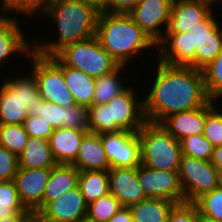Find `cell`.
I'll list each match as a JSON object with an SVG mask.
<instances>
[{"label": "cell", "mask_w": 222, "mask_h": 222, "mask_svg": "<svg viewBox=\"0 0 222 222\" xmlns=\"http://www.w3.org/2000/svg\"><path fill=\"white\" fill-rule=\"evenodd\" d=\"M148 95L144 99L147 122L159 124L167 116L203 107L207 96L202 71L158 61Z\"/></svg>", "instance_id": "1"}, {"label": "cell", "mask_w": 222, "mask_h": 222, "mask_svg": "<svg viewBox=\"0 0 222 222\" xmlns=\"http://www.w3.org/2000/svg\"><path fill=\"white\" fill-rule=\"evenodd\" d=\"M42 14L58 27V39L35 41L33 51L39 55L54 56L64 46L96 35L99 12L81 0H48Z\"/></svg>", "instance_id": "2"}, {"label": "cell", "mask_w": 222, "mask_h": 222, "mask_svg": "<svg viewBox=\"0 0 222 222\" xmlns=\"http://www.w3.org/2000/svg\"><path fill=\"white\" fill-rule=\"evenodd\" d=\"M96 37L109 55L125 67L140 52L157 47L129 14L99 13Z\"/></svg>", "instance_id": "3"}, {"label": "cell", "mask_w": 222, "mask_h": 222, "mask_svg": "<svg viewBox=\"0 0 222 222\" xmlns=\"http://www.w3.org/2000/svg\"><path fill=\"white\" fill-rule=\"evenodd\" d=\"M141 145V164L159 171L178 172L180 142L156 123L146 122L137 132Z\"/></svg>", "instance_id": "4"}, {"label": "cell", "mask_w": 222, "mask_h": 222, "mask_svg": "<svg viewBox=\"0 0 222 222\" xmlns=\"http://www.w3.org/2000/svg\"><path fill=\"white\" fill-rule=\"evenodd\" d=\"M40 98L35 76L8 77L0 87V124H24L28 109Z\"/></svg>", "instance_id": "5"}, {"label": "cell", "mask_w": 222, "mask_h": 222, "mask_svg": "<svg viewBox=\"0 0 222 222\" xmlns=\"http://www.w3.org/2000/svg\"><path fill=\"white\" fill-rule=\"evenodd\" d=\"M54 56L64 66L79 69L93 78L108 74L119 66L101 46L96 35L68 44L60 49Z\"/></svg>", "instance_id": "6"}, {"label": "cell", "mask_w": 222, "mask_h": 222, "mask_svg": "<svg viewBox=\"0 0 222 222\" xmlns=\"http://www.w3.org/2000/svg\"><path fill=\"white\" fill-rule=\"evenodd\" d=\"M29 57L32 63L30 71L36 78L40 97L61 107L76 105L64 80L63 64L55 56L46 57L34 51Z\"/></svg>", "instance_id": "7"}, {"label": "cell", "mask_w": 222, "mask_h": 222, "mask_svg": "<svg viewBox=\"0 0 222 222\" xmlns=\"http://www.w3.org/2000/svg\"><path fill=\"white\" fill-rule=\"evenodd\" d=\"M179 178L183 190L184 202H195L203 194L212 191L222 184L220 172L210 163L181 156Z\"/></svg>", "instance_id": "8"}, {"label": "cell", "mask_w": 222, "mask_h": 222, "mask_svg": "<svg viewBox=\"0 0 222 222\" xmlns=\"http://www.w3.org/2000/svg\"><path fill=\"white\" fill-rule=\"evenodd\" d=\"M136 96L133 87H127L108 103L111 114V132L127 130L138 132L147 122L144 113V100ZM139 100V101H138Z\"/></svg>", "instance_id": "9"}, {"label": "cell", "mask_w": 222, "mask_h": 222, "mask_svg": "<svg viewBox=\"0 0 222 222\" xmlns=\"http://www.w3.org/2000/svg\"><path fill=\"white\" fill-rule=\"evenodd\" d=\"M110 168H134L141 164V145L137 132L127 130L101 134Z\"/></svg>", "instance_id": "10"}, {"label": "cell", "mask_w": 222, "mask_h": 222, "mask_svg": "<svg viewBox=\"0 0 222 222\" xmlns=\"http://www.w3.org/2000/svg\"><path fill=\"white\" fill-rule=\"evenodd\" d=\"M212 11L203 21L189 29L195 49V69H202L222 51V28Z\"/></svg>", "instance_id": "11"}, {"label": "cell", "mask_w": 222, "mask_h": 222, "mask_svg": "<svg viewBox=\"0 0 222 222\" xmlns=\"http://www.w3.org/2000/svg\"><path fill=\"white\" fill-rule=\"evenodd\" d=\"M173 1L140 0L136 7L129 13L134 22L156 44L164 37L168 29ZM162 28L164 29L162 30Z\"/></svg>", "instance_id": "12"}, {"label": "cell", "mask_w": 222, "mask_h": 222, "mask_svg": "<svg viewBox=\"0 0 222 222\" xmlns=\"http://www.w3.org/2000/svg\"><path fill=\"white\" fill-rule=\"evenodd\" d=\"M138 179L147 198H160L176 203L184 202L178 172L154 170L140 164Z\"/></svg>", "instance_id": "13"}, {"label": "cell", "mask_w": 222, "mask_h": 222, "mask_svg": "<svg viewBox=\"0 0 222 222\" xmlns=\"http://www.w3.org/2000/svg\"><path fill=\"white\" fill-rule=\"evenodd\" d=\"M51 169L19 168L14 183L21 203L30 212H39L43 208V193Z\"/></svg>", "instance_id": "14"}, {"label": "cell", "mask_w": 222, "mask_h": 222, "mask_svg": "<svg viewBox=\"0 0 222 222\" xmlns=\"http://www.w3.org/2000/svg\"><path fill=\"white\" fill-rule=\"evenodd\" d=\"M159 62L175 67L195 68V49L192 32L165 33L157 43Z\"/></svg>", "instance_id": "15"}, {"label": "cell", "mask_w": 222, "mask_h": 222, "mask_svg": "<svg viewBox=\"0 0 222 222\" xmlns=\"http://www.w3.org/2000/svg\"><path fill=\"white\" fill-rule=\"evenodd\" d=\"M216 1L219 0H174L166 33L189 32L213 11Z\"/></svg>", "instance_id": "16"}, {"label": "cell", "mask_w": 222, "mask_h": 222, "mask_svg": "<svg viewBox=\"0 0 222 222\" xmlns=\"http://www.w3.org/2000/svg\"><path fill=\"white\" fill-rule=\"evenodd\" d=\"M87 212L88 204L77 186L48 202L38 213L49 222H79Z\"/></svg>", "instance_id": "17"}, {"label": "cell", "mask_w": 222, "mask_h": 222, "mask_svg": "<svg viewBox=\"0 0 222 222\" xmlns=\"http://www.w3.org/2000/svg\"><path fill=\"white\" fill-rule=\"evenodd\" d=\"M109 187L122 207H129L147 199L138 179V166L134 168H110Z\"/></svg>", "instance_id": "18"}, {"label": "cell", "mask_w": 222, "mask_h": 222, "mask_svg": "<svg viewBox=\"0 0 222 222\" xmlns=\"http://www.w3.org/2000/svg\"><path fill=\"white\" fill-rule=\"evenodd\" d=\"M19 21L16 15L0 16V68L16 53L29 56L33 52V42L27 41Z\"/></svg>", "instance_id": "19"}, {"label": "cell", "mask_w": 222, "mask_h": 222, "mask_svg": "<svg viewBox=\"0 0 222 222\" xmlns=\"http://www.w3.org/2000/svg\"><path fill=\"white\" fill-rule=\"evenodd\" d=\"M205 116L206 104L190 111L171 114L159 125L180 142L188 136L203 135Z\"/></svg>", "instance_id": "20"}, {"label": "cell", "mask_w": 222, "mask_h": 222, "mask_svg": "<svg viewBox=\"0 0 222 222\" xmlns=\"http://www.w3.org/2000/svg\"><path fill=\"white\" fill-rule=\"evenodd\" d=\"M72 165L80 172L89 170L108 171L110 169L101 134L87 132L84 135L80 143L78 157Z\"/></svg>", "instance_id": "21"}, {"label": "cell", "mask_w": 222, "mask_h": 222, "mask_svg": "<svg viewBox=\"0 0 222 222\" xmlns=\"http://www.w3.org/2000/svg\"><path fill=\"white\" fill-rule=\"evenodd\" d=\"M87 132L70 128L54 129L49 145L57 164L72 165L76 161L80 143Z\"/></svg>", "instance_id": "22"}, {"label": "cell", "mask_w": 222, "mask_h": 222, "mask_svg": "<svg viewBox=\"0 0 222 222\" xmlns=\"http://www.w3.org/2000/svg\"><path fill=\"white\" fill-rule=\"evenodd\" d=\"M80 171L74 165L57 164L51 173L43 193V207L78 186Z\"/></svg>", "instance_id": "23"}, {"label": "cell", "mask_w": 222, "mask_h": 222, "mask_svg": "<svg viewBox=\"0 0 222 222\" xmlns=\"http://www.w3.org/2000/svg\"><path fill=\"white\" fill-rule=\"evenodd\" d=\"M19 168L27 169H52L57 165L49 140L29 137L25 149L18 157Z\"/></svg>", "instance_id": "24"}, {"label": "cell", "mask_w": 222, "mask_h": 222, "mask_svg": "<svg viewBox=\"0 0 222 222\" xmlns=\"http://www.w3.org/2000/svg\"><path fill=\"white\" fill-rule=\"evenodd\" d=\"M65 83L72 93L77 105L90 107L93 105L95 80L79 69L63 65Z\"/></svg>", "instance_id": "25"}, {"label": "cell", "mask_w": 222, "mask_h": 222, "mask_svg": "<svg viewBox=\"0 0 222 222\" xmlns=\"http://www.w3.org/2000/svg\"><path fill=\"white\" fill-rule=\"evenodd\" d=\"M176 202L147 198L139 203L129 206L133 222H167L169 212Z\"/></svg>", "instance_id": "26"}, {"label": "cell", "mask_w": 222, "mask_h": 222, "mask_svg": "<svg viewBox=\"0 0 222 222\" xmlns=\"http://www.w3.org/2000/svg\"><path fill=\"white\" fill-rule=\"evenodd\" d=\"M78 187L87 204L110 194L109 173L106 170H89L79 173Z\"/></svg>", "instance_id": "27"}, {"label": "cell", "mask_w": 222, "mask_h": 222, "mask_svg": "<svg viewBox=\"0 0 222 222\" xmlns=\"http://www.w3.org/2000/svg\"><path fill=\"white\" fill-rule=\"evenodd\" d=\"M124 68V66L119 65L114 71L96 78L93 105L108 103L128 87L124 86V82H122L123 79L120 78Z\"/></svg>", "instance_id": "28"}, {"label": "cell", "mask_w": 222, "mask_h": 222, "mask_svg": "<svg viewBox=\"0 0 222 222\" xmlns=\"http://www.w3.org/2000/svg\"><path fill=\"white\" fill-rule=\"evenodd\" d=\"M29 212L20 201L14 181H0V220Z\"/></svg>", "instance_id": "29"}, {"label": "cell", "mask_w": 222, "mask_h": 222, "mask_svg": "<svg viewBox=\"0 0 222 222\" xmlns=\"http://www.w3.org/2000/svg\"><path fill=\"white\" fill-rule=\"evenodd\" d=\"M201 71L207 96L216 102L222 96V51Z\"/></svg>", "instance_id": "30"}, {"label": "cell", "mask_w": 222, "mask_h": 222, "mask_svg": "<svg viewBox=\"0 0 222 222\" xmlns=\"http://www.w3.org/2000/svg\"><path fill=\"white\" fill-rule=\"evenodd\" d=\"M29 135L23 124H0V146L18 157L25 149Z\"/></svg>", "instance_id": "31"}, {"label": "cell", "mask_w": 222, "mask_h": 222, "mask_svg": "<svg viewBox=\"0 0 222 222\" xmlns=\"http://www.w3.org/2000/svg\"><path fill=\"white\" fill-rule=\"evenodd\" d=\"M216 102L206 103V116L203 136L213 145L222 146V110L217 109Z\"/></svg>", "instance_id": "32"}, {"label": "cell", "mask_w": 222, "mask_h": 222, "mask_svg": "<svg viewBox=\"0 0 222 222\" xmlns=\"http://www.w3.org/2000/svg\"><path fill=\"white\" fill-rule=\"evenodd\" d=\"M65 111L66 107L44 101L40 97L32 109H28V116H39L44 119L45 122L49 123L53 129H58L64 125Z\"/></svg>", "instance_id": "33"}, {"label": "cell", "mask_w": 222, "mask_h": 222, "mask_svg": "<svg viewBox=\"0 0 222 222\" xmlns=\"http://www.w3.org/2000/svg\"><path fill=\"white\" fill-rule=\"evenodd\" d=\"M200 214L222 222V184L203 194L194 202Z\"/></svg>", "instance_id": "34"}, {"label": "cell", "mask_w": 222, "mask_h": 222, "mask_svg": "<svg viewBox=\"0 0 222 222\" xmlns=\"http://www.w3.org/2000/svg\"><path fill=\"white\" fill-rule=\"evenodd\" d=\"M180 144L182 155L204 161L211 160L214 147L203 135L185 137L180 141Z\"/></svg>", "instance_id": "35"}, {"label": "cell", "mask_w": 222, "mask_h": 222, "mask_svg": "<svg viewBox=\"0 0 222 222\" xmlns=\"http://www.w3.org/2000/svg\"><path fill=\"white\" fill-rule=\"evenodd\" d=\"M121 207L122 205L119 200L112 194L104 195L88 204L87 215L102 222H109L111 217L115 215Z\"/></svg>", "instance_id": "36"}, {"label": "cell", "mask_w": 222, "mask_h": 222, "mask_svg": "<svg viewBox=\"0 0 222 222\" xmlns=\"http://www.w3.org/2000/svg\"><path fill=\"white\" fill-rule=\"evenodd\" d=\"M47 1L48 0H2L0 16H8L7 13H12V11L13 13H23L30 17L39 13L38 16H40L42 15Z\"/></svg>", "instance_id": "37"}, {"label": "cell", "mask_w": 222, "mask_h": 222, "mask_svg": "<svg viewBox=\"0 0 222 222\" xmlns=\"http://www.w3.org/2000/svg\"><path fill=\"white\" fill-rule=\"evenodd\" d=\"M89 132L103 134L111 132V114L107 104L88 107Z\"/></svg>", "instance_id": "38"}, {"label": "cell", "mask_w": 222, "mask_h": 222, "mask_svg": "<svg viewBox=\"0 0 222 222\" xmlns=\"http://www.w3.org/2000/svg\"><path fill=\"white\" fill-rule=\"evenodd\" d=\"M61 128L89 131L88 107L77 104L66 107L64 125Z\"/></svg>", "instance_id": "39"}, {"label": "cell", "mask_w": 222, "mask_h": 222, "mask_svg": "<svg viewBox=\"0 0 222 222\" xmlns=\"http://www.w3.org/2000/svg\"><path fill=\"white\" fill-rule=\"evenodd\" d=\"M198 212L194 202L176 203L169 212L167 222H196Z\"/></svg>", "instance_id": "40"}, {"label": "cell", "mask_w": 222, "mask_h": 222, "mask_svg": "<svg viewBox=\"0 0 222 222\" xmlns=\"http://www.w3.org/2000/svg\"><path fill=\"white\" fill-rule=\"evenodd\" d=\"M18 169V156L0 146V181L13 180Z\"/></svg>", "instance_id": "41"}, {"label": "cell", "mask_w": 222, "mask_h": 222, "mask_svg": "<svg viewBox=\"0 0 222 222\" xmlns=\"http://www.w3.org/2000/svg\"><path fill=\"white\" fill-rule=\"evenodd\" d=\"M23 125L29 137L33 138L49 140L50 136L54 132V129L51 127V125L45 122V120L39 116H28Z\"/></svg>", "instance_id": "42"}, {"label": "cell", "mask_w": 222, "mask_h": 222, "mask_svg": "<svg viewBox=\"0 0 222 222\" xmlns=\"http://www.w3.org/2000/svg\"><path fill=\"white\" fill-rule=\"evenodd\" d=\"M140 0H107V13L129 14Z\"/></svg>", "instance_id": "43"}, {"label": "cell", "mask_w": 222, "mask_h": 222, "mask_svg": "<svg viewBox=\"0 0 222 222\" xmlns=\"http://www.w3.org/2000/svg\"><path fill=\"white\" fill-rule=\"evenodd\" d=\"M109 222H133L129 207H121L119 211L111 217Z\"/></svg>", "instance_id": "44"}, {"label": "cell", "mask_w": 222, "mask_h": 222, "mask_svg": "<svg viewBox=\"0 0 222 222\" xmlns=\"http://www.w3.org/2000/svg\"><path fill=\"white\" fill-rule=\"evenodd\" d=\"M210 163L220 172L222 176V146L215 147L213 149Z\"/></svg>", "instance_id": "45"}, {"label": "cell", "mask_w": 222, "mask_h": 222, "mask_svg": "<svg viewBox=\"0 0 222 222\" xmlns=\"http://www.w3.org/2000/svg\"><path fill=\"white\" fill-rule=\"evenodd\" d=\"M86 5L93 7L99 13L107 12V0H81Z\"/></svg>", "instance_id": "46"}, {"label": "cell", "mask_w": 222, "mask_h": 222, "mask_svg": "<svg viewBox=\"0 0 222 222\" xmlns=\"http://www.w3.org/2000/svg\"><path fill=\"white\" fill-rule=\"evenodd\" d=\"M22 222H49L44 219L38 212H29Z\"/></svg>", "instance_id": "47"}, {"label": "cell", "mask_w": 222, "mask_h": 222, "mask_svg": "<svg viewBox=\"0 0 222 222\" xmlns=\"http://www.w3.org/2000/svg\"><path fill=\"white\" fill-rule=\"evenodd\" d=\"M28 213H16L14 216L6 217L0 222H22Z\"/></svg>", "instance_id": "48"}, {"label": "cell", "mask_w": 222, "mask_h": 222, "mask_svg": "<svg viewBox=\"0 0 222 222\" xmlns=\"http://www.w3.org/2000/svg\"><path fill=\"white\" fill-rule=\"evenodd\" d=\"M196 222H217V221H215L214 219L208 218L198 212Z\"/></svg>", "instance_id": "49"}, {"label": "cell", "mask_w": 222, "mask_h": 222, "mask_svg": "<svg viewBox=\"0 0 222 222\" xmlns=\"http://www.w3.org/2000/svg\"><path fill=\"white\" fill-rule=\"evenodd\" d=\"M79 222H102V221L91 218L88 215H86Z\"/></svg>", "instance_id": "50"}]
</instances>
